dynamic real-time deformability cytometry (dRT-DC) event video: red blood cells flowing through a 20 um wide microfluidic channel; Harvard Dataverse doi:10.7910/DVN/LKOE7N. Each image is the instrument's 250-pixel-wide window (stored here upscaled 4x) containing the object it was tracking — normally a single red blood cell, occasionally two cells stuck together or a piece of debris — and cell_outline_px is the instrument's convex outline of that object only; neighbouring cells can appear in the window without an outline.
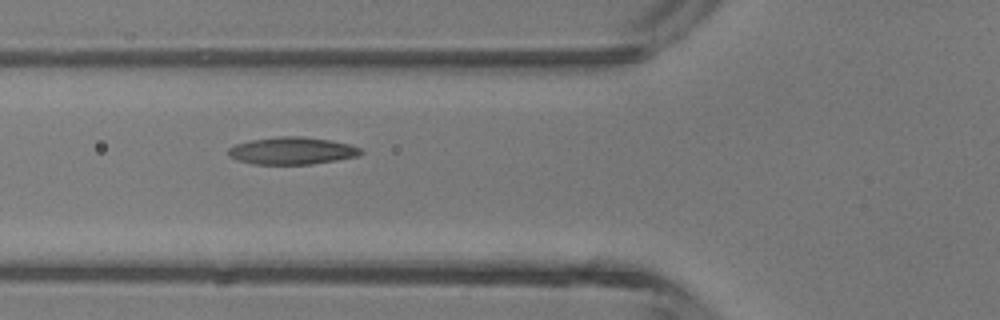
{"species": "common noctule bat (a hibernating species)", "species_latin": "Nyctalus noctula", "temperature_condition": "room temperature", "stored_images_in_passage": 5, "camera_frame_rate_fps": 3000, "um_per_image_px": 0.085, "animal": {"sex": "male", "body_mass_g": 13.3}, "frame": {"image": 1, "passage_image": 5, "time_ms": 4.667, "image_size_px": [1000, 320], "cell_outline_px": [[364, 152], [360, 156], [312, 164], [252, 164], [236, 160], [228, 156], [228, 148], [236, 144], [252, 140], [280, 136], [304, 136], [328, 140], [348, 144], [360, 148]], "centroid_in_image_um": [24.81, 12.82], "position_along_channel_um": 101.0, "area_um2": 21.1}}